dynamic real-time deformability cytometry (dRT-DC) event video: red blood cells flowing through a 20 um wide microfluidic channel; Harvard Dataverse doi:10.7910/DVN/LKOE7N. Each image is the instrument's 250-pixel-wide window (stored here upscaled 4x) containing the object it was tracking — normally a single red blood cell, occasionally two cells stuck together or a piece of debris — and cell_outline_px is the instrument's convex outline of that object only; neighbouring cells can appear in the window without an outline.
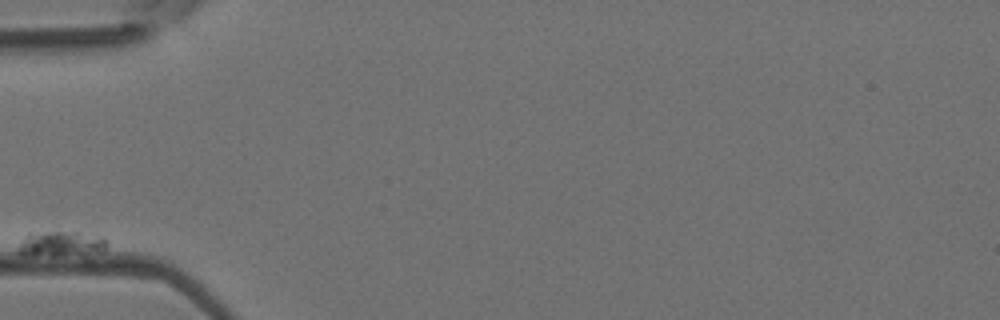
{"species": "Egyptian fruit bat (a non-hibernating species)", "species_latin": "Rousettus aegyptiacus", "temperature_condition": "room temperature", "stored_images_in_passage": 4, "camera_frame_rate_fps": 3000, "um_per_image_px": 0.085, "animal": {"sex": "female"}, "frame": {"image": 1, "passage_image": 1, "time_ms": 0.0, "image_size_px": [1000, 320], "cell_outline_px": [[108, 244], [104, 252], [84, 256], [24, 256], [20, 252], [20, 244], [24, 236], [28, 232], [80, 232], [108, 240]], "centroid_in_image_um": [5.23, 20.77], "position_along_channel_um": 79.8, "area_um2": 13.58}}
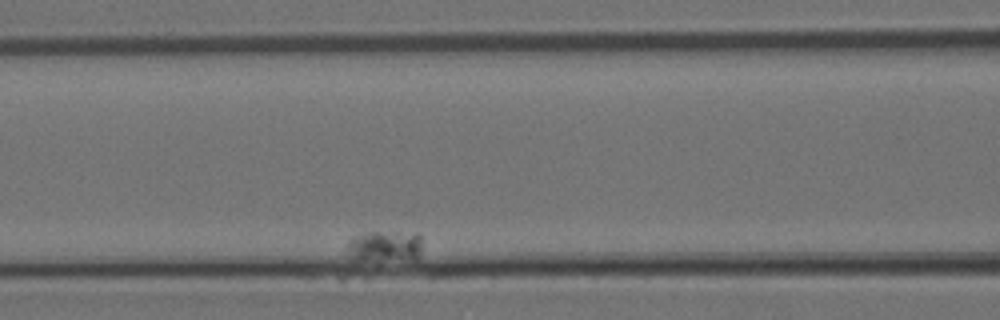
{"frame": {"image": 2, "passage_image": 3, "time_ms": 0.667, "image_size_px": [1000, 320], "cell_outline_px": [[420, 252], [416, 260], [348, 260], [348, 240], [356, 236], [368, 232], [416, 232], [420, 236]], "centroid_in_image_um": [32.7, 20.94], "position_along_channel_um": 133.9, "area_um2": 13.87}}